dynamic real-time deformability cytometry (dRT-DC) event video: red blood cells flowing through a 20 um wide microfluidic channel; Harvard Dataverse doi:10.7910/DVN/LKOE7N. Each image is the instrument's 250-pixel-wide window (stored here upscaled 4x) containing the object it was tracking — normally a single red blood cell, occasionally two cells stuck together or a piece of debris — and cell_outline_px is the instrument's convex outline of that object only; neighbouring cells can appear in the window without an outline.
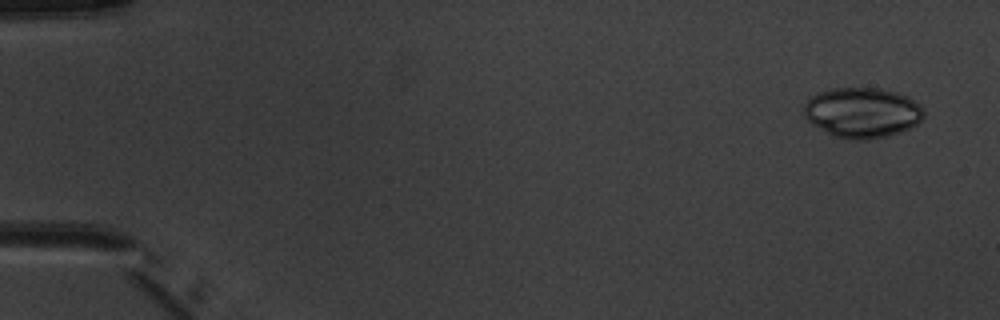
{"species": "common noctule bat (a hibernating species)", "species_latin": "Nyctalus noctula", "temperature_condition": "warm", "stored_images_in_passage": 4, "camera_frame_rate_fps": 3000, "um_per_image_px": 0.085, "animal": {"sex": "male", "body_mass_g": 20.1, "forearm_length_mm": 53.5}, "frame": {"image": 1, "passage_image": 1, "time_ms": 0.0, "image_size_px": [1000, 320], "cell_outline_px": [[924, 116], [912, 128], [888, 136], [868, 140], [852, 140], [836, 136], [812, 124], [804, 116], [804, 104], [812, 96], [820, 92], [832, 88], [880, 88], [908, 96], [920, 104], [924, 108]], "centroid_in_image_um": [73.33, 9.57], "position_along_channel_um": 11.7, "area_um2": 35.14}}